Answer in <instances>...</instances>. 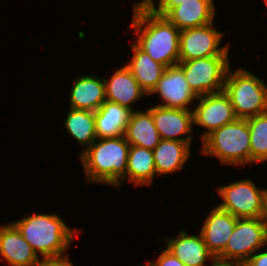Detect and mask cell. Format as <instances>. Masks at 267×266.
<instances>
[{
	"instance_id": "obj_11",
	"label": "cell",
	"mask_w": 267,
	"mask_h": 266,
	"mask_svg": "<svg viewBox=\"0 0 267 266\" xmlns=\"http://www.w3.org/2000/svg\"><path fill=\"white\" fill-rule=\"evenodd\" d=\"M154 94H158L162 100L158 106L174 109L192 110L188 106L198 99L178 64L165 68L156 87L148 96Z\"/></svg>"
},
{
	"instance_id": "obj_4",
	"label": "cell",
	"mask_w": 267,
	"mask_h": 266,
	"mask_svg": "<svg viewBox=\"0 0 267 266\" xmlns=\"http://www.w3.org/2000/svg\"><path fill=\"white\" fill-rule=\"evenodd\" d=\"M201 153L217 158L222 165L251 164L250 132L246 119L237 118L207 135Z\"/></svg>"
},
{
	"instance_id": "obj_28",
	"label": "cell",
	"mask_w": 267,
	"mask_h": 266,
	"mask_svg": "<svg viewBox=\"0 0 267 266\" xmlns=\"http://www.w3.org/2000/svg\"><path fill=\"white\" fill-rule=\"evenodd\" d=\"M36 266H74L68 255L55 258H41Z\"/></svg>"
},
{
	"instance_id": "obj_12",
	"label": "cell",
	"mask_w": 267,
	"mask_h": 266,
	"mask_svg": "<svg viewBox=\"0 0 267 266\" xmlns=\"http://www.w3.org/2000/svg\"><path fill=\"white\" fill-rule=\"evenodd\" d=\"M146 109L152 114L161 139L188 142L191 145L194 133L192 110L166 108L158 105Z\"/></svg>"
},
{
	"instance_id": "obj_14",
	"label": "cell",
	"mask_w": 267,
	"mask_h": 266,
	"mask_svg": "<svg viewBox=\"0 0 267 266\" xmlns=\"http://www.w3.org/2000/svg\"><path fill=\"white\" fill-rule=\"evenodd\" d=\"M237 219L217 206L209 211L200 234L205 241L207 250L213 256H218L224 250L233 233Z\"/></svg>"
},
{
	"instance_id": "obj_21",
	"label": "cell",
	"mask_w": 267,
	"mask_h": 266,
	"mask_svg": "<svg viewBox=\"0 0 267 266\" xmlns=\"http://www.w3.org/2000/svg\"><path fill=\"white\" fill-rule=\"evenodd\" d=\"M124 136L130 145L150 150H153L161 141L152 114L147 109L132 111Z\"/></svg>"
},
{
	"instance_id": "obj_17",
	"label": "cell",
	"mask_w": 267,
	"mask_h": 266,
	"mask_svg": "<svg viewBox=\"0 0 267 266\" xmlns=\"http://www.w3.org/2000/svg\"><path fill=\"white\" fill-rule=\"evenodd\" d=\"M69 108L96 112L106 101L105 83L96 74L78 75L70 90Z\"/></svg>"
},
{
	"instance_id": "obj_6",
	"label": "cell",
	"mask_w": 267,
	"mask_h": 266,
	"mask_svg": "<svg viewBox=\"0 0 267 266\" xmlns=\"http://www.w3.org/2000/svg\"><path fill=\"white\" fill-rule=\"evenodd\" d=\"M229 56H213L207 58L179 61L184 76L193 93L197 97L223 91L227 72L229 70Z\"/></svg>"
},
{
	"instance_id": "obj_10",
	"label": "cell",
	"mask_w": 267,
	"mask_h": 266,
	"mask_svg": "<svg viewBox=\"0 0 267 266\" xmlns=\"http://www.w3.org/2000/svg\"><path fill=\"white\" fill-rule=\"evenodd\" d=\"M197 106L192 109L193 126L207 129L201 134V141L214 130L234 122L237 117L228 95L224 92L210 93L198 97Z\"/></svg>"
},
{
	"instance_id": "obj_2",
	"label": "cell",
	"mask_w": 267,
	"mask_h": 266,
	"mask_svg": "<svg viewBox=\"0 0 267 266\" xmlns=\"http://www.w3.org/2000/svg\"><path fill=\"white\" fill-rule=\"evenodd\" d=\"M129 147L124 135L97 138L78 157L86 182L119 188L126 180Z\"/></svg>"
},
{
	"instance_id": "obj_16",
	"label": "cell",
	"mask_w": 267,
	"mask_h": 266,
	"mask_svg": "<svg viewBox=\"0 0 267 266\" xmlns=\"http://www.w3.org/2000/svg\"><path fill=\"white\" fill-rule=\"evenodd\" d=\"M174 238L165 237L164 245L175 257L182 261L186 266H208L206 261L214 257L205 245L201 234L189 235L185 230L178 232Z\"/></svg>"
},
{
	"instance_id": "obj_3",
	"label": "cell",
	"mask_w": 267,
	"mask_h": 266,
	"mask_svg": "<svg viewBox=\"0 0 267 266\" xmlns=\"http://www.w3.org/2000/svg\"><path fill=\"white\" fill-rule=\"evenodd\" d=\"M30 244L34 252L42 258H55L68 255L67 249L74 236L81 229H72L55 214L34 213L12 222Z\"/></svg>"
},
{
	"instance_id": "obj_1",
	"label": "cell",
	"mask_w": 267,
	"mask_h": 266,
	"mask_svg": "<svg viewBox=\"0 0 267 266\" xmlns=\"http://www.w3.org/2000/svg\"><path fill=\"white\" fill-rule=\"evenodd\" d=\"M134 43L154 61L165 67L179 63L180 30L166 17L155 14L140 2L133 4Z\"/></svg>"
},
{
	"instance_id": "obj_26",
	"label": "cell",
	"mask_w": 267,
	"mask_h": 266,
	"mask_svg": "<svg viewBox=\"0 0 267 266\" xmlns=\"http://www.w3.org/2000/svg\"><path fill=\"white\" fill-rule=\"evenodd\" d=\"M186 0H159L158 7L153 0H141L140 3L147 9L160 16H166L174 7H178Z\"/></svg>"
},
{
	"instance_id": "obj_20",
	"label": "cell",
	"mask_w": 267,
	"mask_h": 266,
	"mask_svg": "<svg viewBox=\"0 0 267 266\" xmlns=\"http://www.w3.org/2000/svg\"><path fill=\"white\" fill-rule=\"evenodd\" d=\"M131 113L129 108L106 100L94 112L97 138L123 136Z\"/></svg>"
},
{
	"instance_id": "obj_5",
	"label": "cell",
	"mask_w": 267,
	"mask_h": 266,
	"mask_svg": "<svg viewBox=\"0 0 267 266\" xmlns=\"http://www.w3.org/2000/svg\"><path fill=\"white\" fill-rule=\"evenodd\" d=\"M223 91L228 95L235 115L247 119L267 112V85L250 70L229 68Z\"/></svg>"
},
{
	"instance_id": "obj_30",
	"label": "cell",
	"mask_w": 267,
	"mask_h": 266,
	"mask_svg": "<svg viewBox=\"0 0 267 266\" xmlns=\"http://www.w3.org/2000/svg\"><path fill=\"white\" fill-rule=\"evenodd\" d=\"M212 264L210 266H244V263L238 260L224 259L219 256L212 258Z\"/></svg>"
},
{
	"instance_id": "obj_29",
	"label": "cell",
	"mask_w": 267,
	"mask_h": 266,
	"mask_svg": "<svg viewBox=\"0 0 267 266\" xmlns=\"http://www.w3.org/2000/svg\"><path fill=\"white\" fill-rule=\"evenodd\" d=\"M244 266H267V251H264V248L263 251L259 249L244 263Z\"/></svg>"
},
{
	"instance_id": "obj_23",
	"label": "cell",
	"mask_w": 267,
	"mask_h": 266,
	"mask_svg": "<svg viewBox=\"0 0 267 266\" xmlns=\"http://www.w3.org/2000/svg\"><path fill=\"white\" fill-rule=\"evenodd\" d=\"M157 175L153 150L130 145L126 180L136 186H150Z\"/></svg>"
},
{
	"instance_id": "obj_9",
	"label": "cell",
	"mask_w": 267,
	"mask_h": 266,
	"mask_svg": "<svg viewBox=\"0 0 267 266\" xmlns=\"http://www.w3.org/2000/svg\"><path fill=\"white\" fill-rule=\"evenodd\" d=\"M223 36L224 32L216 30L213 22L180 31L179 60L229 56L230 44L221 46Z\"/></svg>"
},
{
	"instance_id": "obj_22",
	"label": "cell",
	"mask_w": 267,
	"mask_h": 266,
	"mask_svg": "<svg viewBox=\"0 0 267 266\" xmlns=\"http://www.w3.org/2000/svg\"><path fill=\"white\" fill-rule=\"evenodd\" d=\"M133 56L125 66L131 71L140 87L149 95L161 78L165 66L154 61L135 43L130 45Z\"/></svg>"
},
{
	"instance_id": "obj_13",
	"label": "cell",
	"mask_w": 267,
	"mask_h": 266,
	"mask_svg": "<svg viewBox=\"0 0 267 266\" xmlns=\"http://www.w3.org/2000/svg\"><path fill=\"white\" fill-rule=\"evenodd\" d=\"M40 259L13 223L0 226V260L10 266H36Z\"/></svg>"
},
{
	"instance_id": "obj_18",
	"label": "cell",
	"mask_w": 267,
	"mask_h": 266,
	"mask_svg": "<svg viewBox=\"0 0 267 266\" xmlns=\"http://www.w3.org/2000/svg\"><path fill=\"white\" fill-rule=\"evenodd\" d=\"M215 12L213 0H186L165 17L182 31L213 22Z\"/></svg>"
},
{
	"instance_id": "obj_19",
	"label": "cell",
	"mask_w": 267,
	"mask_h": 266,
	"mask_svg": "<svg viewBox=\"0 0 267 266\" xmlns=\"http://www.w3.org/2000/svg\"><path fill=\"white\" fill-rule=\"evenodd\" d=\"M188 142L164 140L153 149L157 176H165L182 170L191 155Z\"/></svg>"
},
{
	"instance_id": "obj_27",
	"label": "cell",
	"mask_w": 267,
	"mask_h": 266,
	"mask_svg": "<svg viewBox=\"0 0 267 266\" xmlns=\"http://www.w3.org/2000/svg\"><path fill=\"white\" fill-rule=\"evenodd\" d=\"M145 266H186L166 248L162 250L158 258L147 262Z\"/></svg>"
},
{
	"instance_id": "obj_25",
	"label": "cell",
	"mask_w": 267,
	"mask_h": 266,
	"mask_svg": "<svg viewBox=\"0 0 267 266\" xmlns=\"http://www.w3.org/2000/svg\"><path fill=\"white\" fill-rule=\"evenodd\" d=\"M250 132L251 164L267 161V112L246 119Z\"/></svg>"
},
{
	"instance_id": "obj_31",
	"label": "cell",
	"mask_w": 267,
	"mask_h": 266,
	"mask_svg": "<svg viewBox=\"0 0 267 266\" xmlns=\"http://www.w3.org/2000/svg\"><path fill=\"white\" fill-rule=\"evenodd\" d=\"M261 219L267 225V188L265 190L264 197H263V213H262Z\"/></svg>"
},
{
	"instance_id": "obj_7",
	"label": "cell",
	"mask_w": 267,
	"mask_h": 266,
	"mask_svg": "<svg viewBox=\"0 0 267 266\" xmlns=\"http://www.w3.org/2000/svg\"><path fill=\"white\" fill-rule=\"evenodd\" d=\"M265 190L257 187L251 179L219 186L217 191L222 203L217 207L236 218H261Z\"/></svg>"
},
{
	"instance_id": "obj_8",
	"label": "cell",
	"mask_w": 267,
	"mask_h": 266,
	"mask_svg": "<svg viewBox=\"0 0 267 266\" xmlns=\"http://www.w3.org/2000/svg\"><path fill=\"white\" fill-rule=\"evenodd\" d=\"M267 246V225L261 218H238L224 250V259L245 263L259 249Z\"/></svg>"
},
{
	"instance_id": "obj_24",
	"label": "cell",
	"mask_w": 267,
	"mask_h": 266,
	"mask_svg": "<svg viewBox=\"0 0 267 266\" xmlns=\"http://www.w3.org/2000/svg\"><path fill=\"white\" fill-rule=\"evenodd\" d=\"M65 129L80 146H84L79 155L97 139L95 115L93 111L70 108L64 120Z\"/></svg>"
},
{
	"instance_id": "obj_15",
	"label": "cell",
	"mask_w": 267,
	"mask_h": 266,
	"mask_svg": "<svg viewBox=\"0 0 267 266\" xmlns=\"http://www.w3.org/2000/svg\"><path fill=\"white\" fill-rule=\"evenodd\" d=\"M114 72L109 79L103 78L106 100L135 111L132 104L141 100L140 98L143 96H148V94L140 87L125 65Z\"/></svg>"
}]
</instances>
